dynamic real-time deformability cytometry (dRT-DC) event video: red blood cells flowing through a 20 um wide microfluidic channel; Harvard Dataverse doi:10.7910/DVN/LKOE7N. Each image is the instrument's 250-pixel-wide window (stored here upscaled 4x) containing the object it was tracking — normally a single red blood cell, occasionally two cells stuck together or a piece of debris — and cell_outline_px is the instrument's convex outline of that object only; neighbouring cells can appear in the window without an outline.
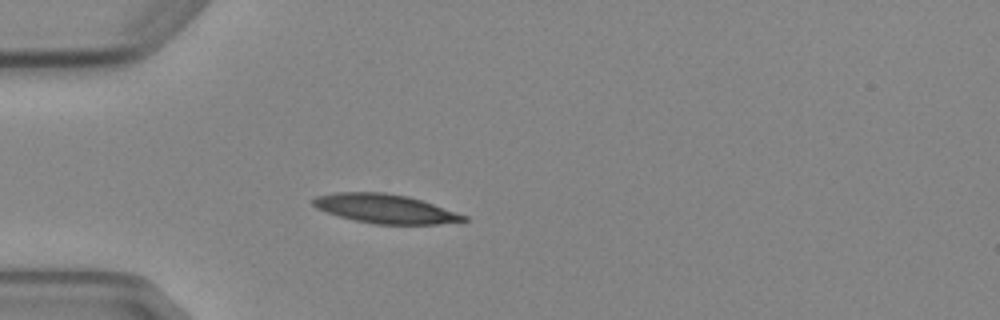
{"species": "Egyptian fruit bat (a non-hibernating species)", "species_latin": "Rousettus aegyptiacus", "temperature_condition": "cold", "stored_images_in_passage": 1, "camera_frame_rate_fps": 3000, "um_per_image_px": 0.085, "animal": {"sex": "female"}, "frame": {"image": 1, "passage_image": 1, "time_ms": 0.0, "image_size_px": [1000, 320], "cell_outline_px": [[468, 220], [436, 224], [376, 224], [356, 220], [340, 216], [316, 208], [312, 204], [312, 200], [316, 196], [336, 192], [384, 192], [408, 196], [468, 216]], "centroid_in_image_um": [32.72, 17.73], "position_along_channel_um": 52.3, "area_um2": 25.14}}